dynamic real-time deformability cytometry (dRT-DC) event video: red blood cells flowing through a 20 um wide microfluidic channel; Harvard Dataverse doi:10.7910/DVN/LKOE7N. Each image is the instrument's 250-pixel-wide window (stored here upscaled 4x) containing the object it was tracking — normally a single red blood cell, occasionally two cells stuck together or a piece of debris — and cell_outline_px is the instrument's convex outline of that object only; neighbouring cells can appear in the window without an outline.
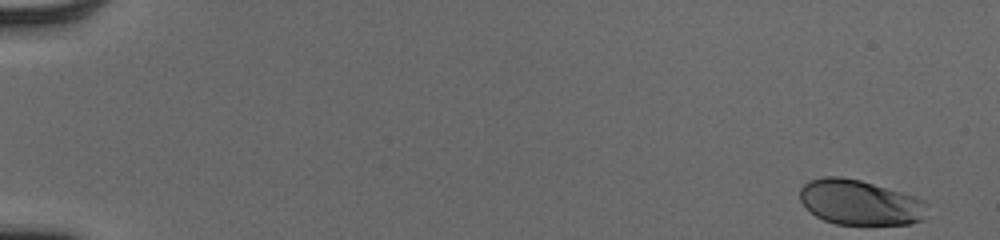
{"species": "human", "species_latin": "Homo sapiens", "temperature_condition": "cold", "stored_images_in_passage": 53, "camera_frame_rate_fps": 3000, "um_per_image_px": 0.085, "donor": {"sex": "male"}, "frame": {"image": 1, "passage_image": 1, "time_ms": 0.0, "image_size_px": [1000, 240], "cell_outline_px": [[928, 204], [924, 220], [908, 224], [836, 224], [824, 220], [816, 216], [800, 200], [800, 188], [808, 180], [824, 176], [840, 176], [860, 180], [928, 200]], "centroid_in_image_um": [73.12, 17.2], "position_along_channel_um": 11.9, "area_um2": 33.58}}
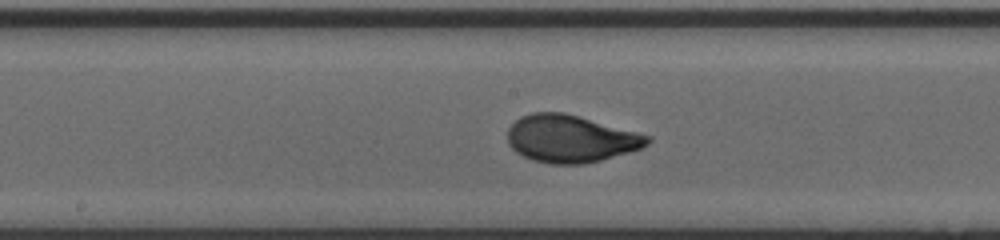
{"frame": {"image": 2, "passage_image": 29, "time_ms": 9.333, "image_size_px": [1000, 240], "cell_outline_px": [[652, 140], [648, 144], [640, 148], [628, 152], [600, 160], [584, 164], [552, 164], [532, 160], [516, 152], [508, 144], [508, 128], [520, 116], [532, 112], [564, 112], [580, 116], [652, 136]], "centroid_in_image_um": [48.49, 11.78], "position_along_channel_um": 199.7, "area_um2": 38.67}}
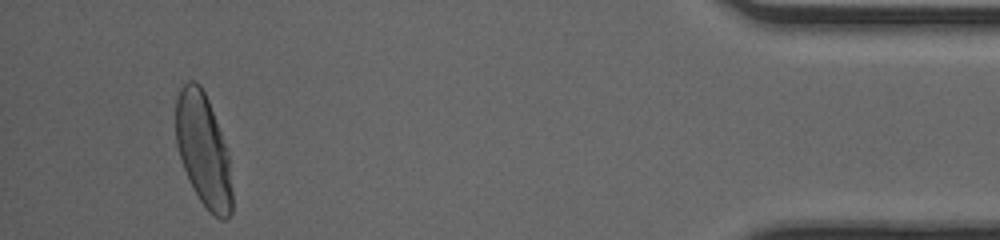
{"frame": {"image": 3, "passage_image": 50, "time_ms": 16.333, "image_size_px": [1000, 240], "cell_outline_px": [[232, 212], [228, 220], [220, 220], [208, 212], [200, 200], [184, 168], [176, 144], [176, 100], [180, 88], [188, 80], [196, 80], [200, 84], [208, 100], [220, 132], [228, 156], [232, 192]], "centroid_in_image_um": [17.28, 12.78], "position_along_channel_um": 417.9, "area_um2": 36.59}, "authors_computed_cell_mechanics": {"area_um2": 36.703, "velocity_mm_per_s": 3.9566, "shape_relaxation_time_tau1_ms": 2.945, "shape_relaxation_time_tau2_ms": null, "deformation_change_tau1": 0.1569, "deformation_change_tau2": null}}